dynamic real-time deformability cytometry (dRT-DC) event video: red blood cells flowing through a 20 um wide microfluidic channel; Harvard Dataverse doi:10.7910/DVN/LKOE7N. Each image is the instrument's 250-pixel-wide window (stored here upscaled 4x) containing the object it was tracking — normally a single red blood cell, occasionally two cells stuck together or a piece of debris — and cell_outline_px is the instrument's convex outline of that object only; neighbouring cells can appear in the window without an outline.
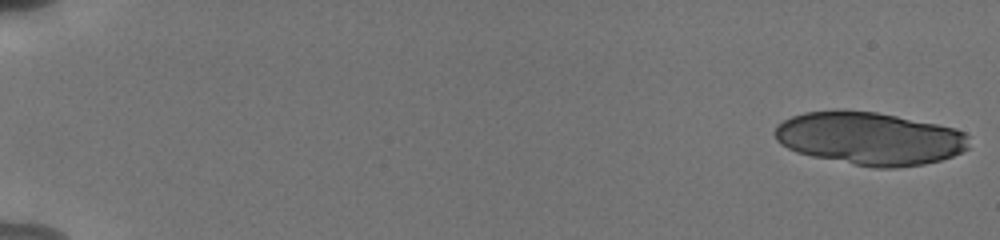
{"species": "human", "species_latin": "Homo sapiens", "temperature_condition": "cold", "stored_images_in_passage": 20, "camera_frame_rate_fps": 3000, "um_per_image_px": 0.085, "donor": {"sex": "male"}, "frame": {"image": 1, "passage_image": 1, "time_ms": 0.0, "image_size_px": [1000, 240], "cell_outline_px": [[968, 148], [952, 156], [940, 160], [924, 164], [896, 168], [876, 168], [812, 156], [796, 152], [780, 144], [776, 140], [772, 132], [776, 124], [792, 116], [804, 112], [836, 108], [876, 112], [956, 128], [964, 132], [968, 136]], "centroid_in_image_um": [73.86, 11.75], "position_along_channel_um": 11.1, "area_um2": 60.29}}